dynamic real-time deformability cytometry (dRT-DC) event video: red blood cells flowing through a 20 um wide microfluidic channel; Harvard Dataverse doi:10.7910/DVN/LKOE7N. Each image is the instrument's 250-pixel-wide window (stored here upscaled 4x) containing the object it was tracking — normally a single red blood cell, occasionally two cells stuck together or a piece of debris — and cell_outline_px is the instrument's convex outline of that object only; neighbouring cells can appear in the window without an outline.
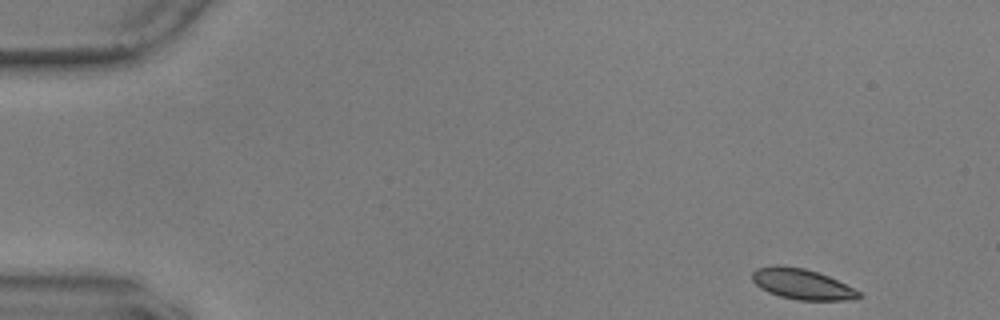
{"species": "common noctule bat (a hibernating species)", "species_latin": "Nyctalus noctula", "temperature_condition": "warm", "stored_images_in_passage": 53, "camera_frame_rate_fps": 3000, "um_per_image_px": 0.085, "animal": {"sex": "male", "body_mass_g": 17.9, "forearm_length_mm": 54.2}, "frame": {"image": 1, "passage_image": 1, "time_ms": 0.0, "image_size_px": [1000, 320], "cell_outline_px": [[864, 296], [844, 300], [796, 300], [780, 296], [768, 292], [760, 288], [752, 280], [752, 272], [756, 268], [776, 264], [780, 264], [804, 268], [828, 276], [860, 292]], "centroid_in_image_um": [68.11, 24.13], "position_along_channel_um": 16.9, "area_um2": 18.9}}
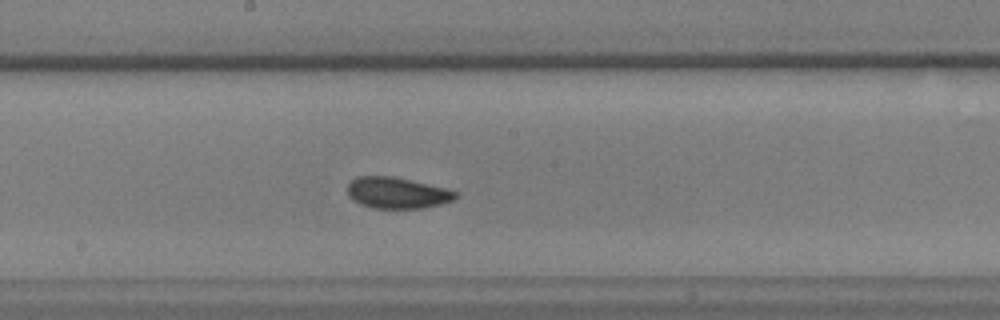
{"frame": {"image": 2, "passage_image": 27, "time_ms": 8.667, "image_size_px": [1000, 320], "cell_outline_px": [[456, 196], [452, 200], [440, 204], [420, 208], [372, 208], [360, 204], [352, 200], [348, 196], [348, 184], [356, 176], [392, 176], [444, 188], [456, 192]], "centroid_in_image_um": [33.68, 16.39], "position_along_channel_um": 214.5, "area_um2": 19.36}}
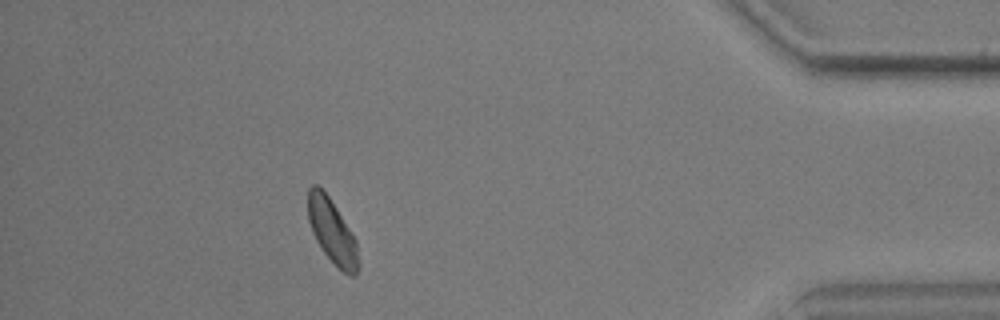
{"frame": {"image": 3, "passage_image": 47, "time_ms": 15.333, "image_size_px": [1000, 320], "cell_outline_px": [[360, 264], [356, 276], [348, 276], [324, 252], [316, 240], [312, 232], [308, 220], [308, 188], [312, 184], [316, 184], [328, 196], [352, 232], [356, 240]], "centroid_in_image_um": [28.24, 19.68], "position_along_channel_um": 407.0, "area_um2": 18.73}, "authors_computed_cell_mechanics": {"area_um2": 19.2474, "velocity_mm_per_s": 3.5694, "shape_relaxation_time_tau1_ms": 3.9848, "shape_relaxation_time_tau2_ms": 1.916, "deformation_change_tau1": 0.0775, "deformation_change_tau2": 0.0488}}